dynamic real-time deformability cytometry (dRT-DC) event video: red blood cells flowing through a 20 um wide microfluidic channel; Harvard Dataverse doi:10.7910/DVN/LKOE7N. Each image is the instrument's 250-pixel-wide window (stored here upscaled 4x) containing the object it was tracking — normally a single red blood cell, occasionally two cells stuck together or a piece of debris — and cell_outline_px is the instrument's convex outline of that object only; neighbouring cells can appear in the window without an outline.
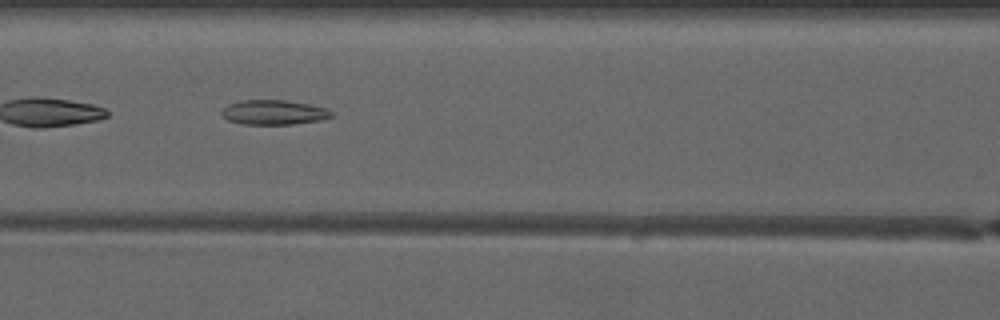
{"species": "common noctule bat (a hibernating species)", "species_latin": "Nyctalus noctula", "temperature_condition": "warm", "stored_images_in_passage": 5, "camera_frame_rate_fps": 3000, "um_per_image_px": 0.085, "animal": {"sex": "male", "forearm_length_mm": 52.5}, "frame": {"image": 1, "passage_image": 5, "time_ms": 4.667, "image_size_px": [1000, 320], "cell_outline_px": [[332, 116], [324, 120], [292, 124], [240, 124], [228, 120], [220, 112], [228, 104], [240, 100], [284, 100], [308, 104], [328, 108], [332, 112]], "centroid_in_image_um": [23.28, 9.55], "position_along_channel_um": 143.3, "area_um2": 15.84}}